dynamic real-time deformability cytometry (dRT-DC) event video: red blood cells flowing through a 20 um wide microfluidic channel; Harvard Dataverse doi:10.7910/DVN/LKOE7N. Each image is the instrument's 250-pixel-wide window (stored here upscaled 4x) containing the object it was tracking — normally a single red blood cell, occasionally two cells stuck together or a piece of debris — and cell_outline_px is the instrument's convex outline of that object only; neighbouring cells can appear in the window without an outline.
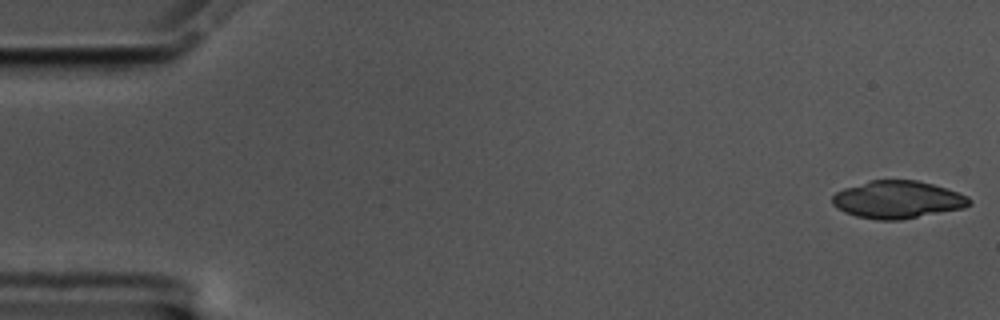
{"species": "common noctule bat (a hibernating species)", "species_latin": "Nyctalus noctula", "temperature_condition": "cold", "stored_images_in_passage": 19, "camera_frame_rate_fps": 3000, "um_per_image_px": 0.085, "animal": {"sex": "male", "body_mass_g": 17.5, "forearm_length_mm": 52.3}, "frame": {"image": 1, "passage_image": 1, "time_ms": 0.0, "image_size_px": [1000, 320], "cell_outline_px": [[972, 204], [964, 208], [900, 220], [876, 220], [856, 216], [844, 212], [836, 208], [832, 204], [832, 196], [836, 192], [844, 188], [868, 180], [916, 180], [932, 184], [968, 196], [972, 200]], "centroid_in_image_um": [76.27, 16.97], "position_along_channel_um": 8.7, "area_um2": 30.06}}